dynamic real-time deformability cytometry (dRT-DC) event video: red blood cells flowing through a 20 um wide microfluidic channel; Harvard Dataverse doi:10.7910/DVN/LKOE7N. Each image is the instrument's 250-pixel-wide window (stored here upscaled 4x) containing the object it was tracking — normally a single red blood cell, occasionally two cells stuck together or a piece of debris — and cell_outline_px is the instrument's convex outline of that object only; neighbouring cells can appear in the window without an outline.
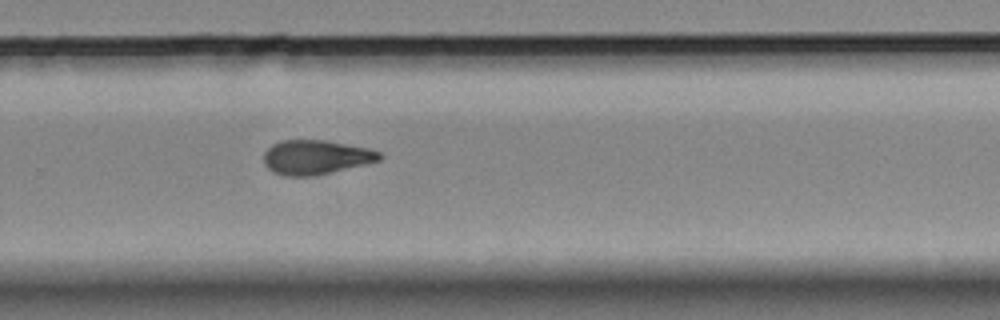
{"species": "Egyptian fruit bat (a non-hibernating species)", "species_latin": "Rousettus aegyptiacus", "temperature_condition": "room temperature", "stored_images_in_passage": 7, "camera_frame_rate_fps": 3000, "um_per_image_px": 0.085, "animal": {"sex": "female"}, "frame": {"image": 1, "passage_image": 7, "time_ms": 8.0, "image_size_px": [1000, 320], "cell_outline_px": [[384, 156], [380, 160], [316, 176], [284, 176], [272, 172], [264, 164], [264, 152], [272, 144], [280, 140], [324, 140], [368, 148], [380, 152]], "centroid_in_image_um": [26.82, 13.37], "position_along_channel_um": 303.0, "area_um2": 23.24}}